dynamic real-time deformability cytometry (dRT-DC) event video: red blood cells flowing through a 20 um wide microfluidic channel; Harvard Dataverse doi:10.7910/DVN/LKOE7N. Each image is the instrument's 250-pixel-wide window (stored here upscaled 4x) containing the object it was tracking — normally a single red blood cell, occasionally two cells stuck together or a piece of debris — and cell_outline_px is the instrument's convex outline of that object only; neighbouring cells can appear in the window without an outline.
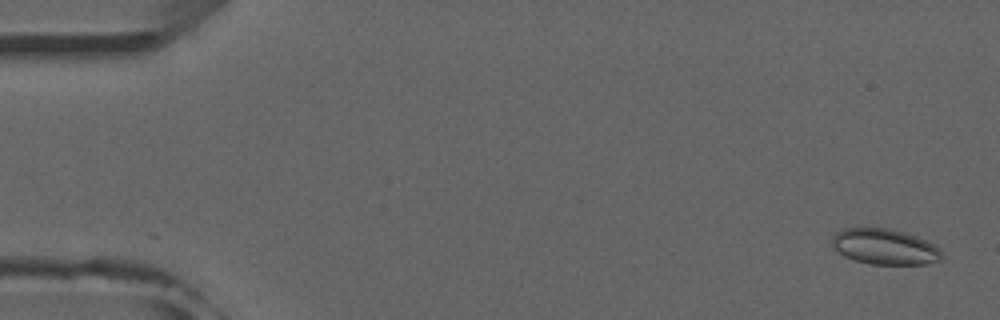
{"species": "common noctule bat (a hibernating species)", "species_latin": "Nyctalus noctula", "temperature_condition": "room temperature", "stored_images_in_passage": 52, "camera_frame_rate_fps": 3000, "um_per_image_px": 0.085, "animal": {"sex": "male", "forearm_length_mm": 52.5}, "frame": {"image": 1, "passage_image": 2, "time_ms": 0.333, "image_size_px": [1000, 320], "cell_outline_px": [[944, 256], [940, 260], [924, 264], [872, 264], [856, 260], [844, 256], [832, 244], [832, 236], [836, 232], [844, 228], [888, 228], [904, 232], [916, 236], [940, 248]], "centroid_in_image_um": [75.22, 20.97], "position_along_channel_um": 9.8, "area_um2": 22.6}}
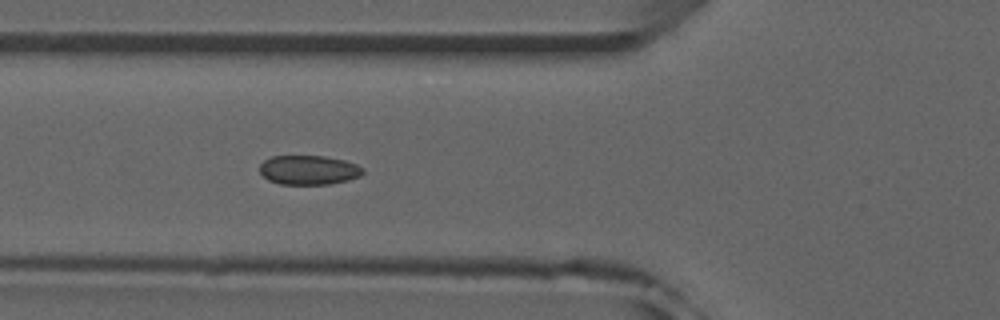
{"frame": {"image": 2, "passage_image": 19, "time_ms": 6.0, "image_size_px": [1000, 320], "cell_outline_px": [[364, 172], [360, 176], [348, 180], [328, 184], [280, 184], [268, 180], [260, 172], [260, 164], [264, 160], [272, 156], [324, 156], [344, 160], [356, 164], [364, 168]], "centroid_in_image_um": [26.24, 14.45], "position_along_channel_um": 99.6, "area_um2": 17.63}}
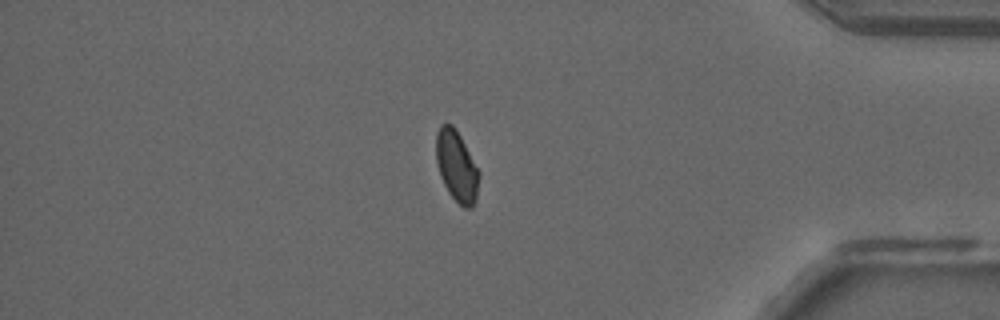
{"frame": {"image": 3, "passage_image": 44, "time_ms": 14.333, "image_size_px": [1000, 320], "cell_outline_px": [[480, 176], [476, 200], [472, 208], [464, 208], [448, 192], [440, 176], [436, 160], [436, 132], [440, 124], [452, 124], [456, 128], [480, 172]], "centroid_in_image_um": [38.82, 14.12], "position_along_channel_um": 396.4, "area_um2": 17.86}, "authors_computed_cell_mechanics": {"area_um2": 18.0336, "velocity_mm_per_s": 3.9524, "shape_relaxation_time_tau1_ms": null, "shape_relaxation_time_tau2_ms": 1.1143, "deformation_change_tau1": null, "deformation_change_tau2": 0.0551}}